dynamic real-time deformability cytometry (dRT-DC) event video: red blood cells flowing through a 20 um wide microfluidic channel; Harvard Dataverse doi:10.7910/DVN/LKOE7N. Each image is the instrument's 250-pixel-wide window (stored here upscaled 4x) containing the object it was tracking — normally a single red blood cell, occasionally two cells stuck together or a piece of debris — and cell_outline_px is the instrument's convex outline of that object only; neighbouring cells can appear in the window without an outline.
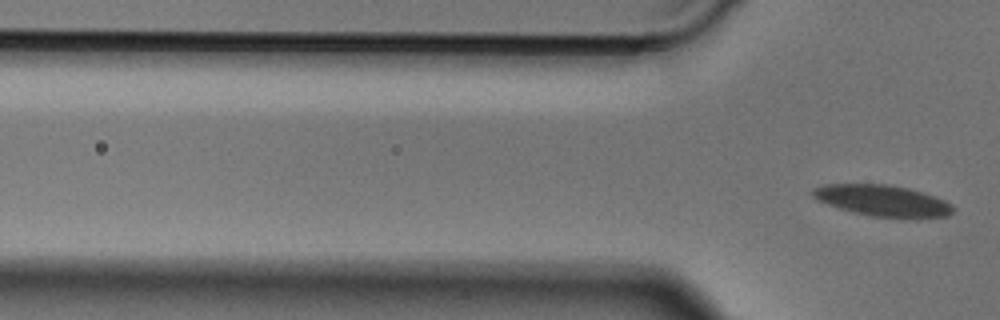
{"species": "Egyptian fruit bat (a non-hibernating species)", "species_latin": "Rousettus aegyptiacus", "temperature_condition": "cold", "stored_images_in_passage": 2, "camera_frame_rate_fps": 3000, "um_per_image_px": 0.085, "animal": {"sex": "male"}, "frame": {"image": 1, "passage_image": 2, "time_ms": 0.333, "image_size_px": [1000, 320], "cell_outline_px": [[952, 212], [948, 216], [912, 220], [872, 216], [852, 212], [828, 204], [812, 196], [812, 188], [824, 184], [888, 184], [908, 188], [924, 192], [944, 200], [952, 204]], "centroid_in_image_um": [75.07, 17.08], "position_along_channel_um": 50.7, "area_um2": 25.95}}